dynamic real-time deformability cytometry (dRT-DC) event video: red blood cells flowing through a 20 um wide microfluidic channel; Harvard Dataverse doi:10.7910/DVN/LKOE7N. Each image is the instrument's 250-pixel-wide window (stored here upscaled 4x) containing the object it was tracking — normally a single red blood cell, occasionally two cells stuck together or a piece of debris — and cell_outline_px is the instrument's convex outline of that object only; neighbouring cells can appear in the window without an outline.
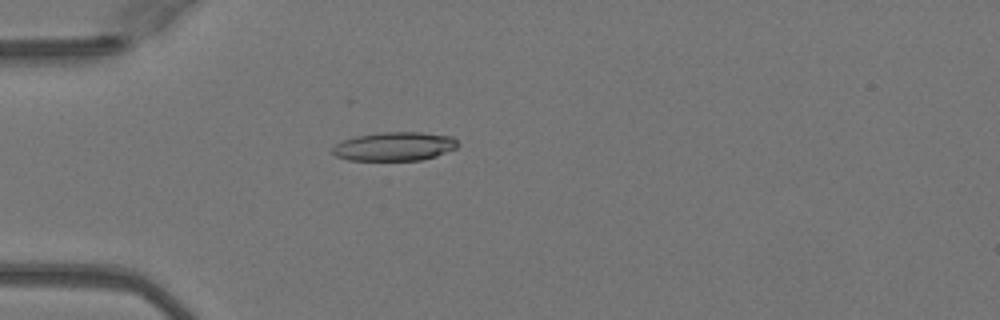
{"species": "Egyptian fruit bat (a non-hibernating species)", "species_latin": "Rousettus aegyptiacus", "temperature_condition": "warm", "stored_images_in_passage": 50, "camera_frame_rate_fps": 3000, "um_per_image_px": 0.085, "animal": {"sex": "female"}, "frame": {"image": 1, "passage_image": 15, "time_ms": 4.667, "image_size_px": [1000, 320], "cell_outline_px": [[460, 144], [456, 148], [436, 156], [420, 160], [348, 160], [336, 156], [332, 152], [332, 148], [336, 144], [344, 140], [356, 136], [380, 132], [420, 132], [452, 136]], "centroid_in_image_um": [33.55, 12.44], "position_along_channel_um": 51.5, "area_um2": 20.98}}
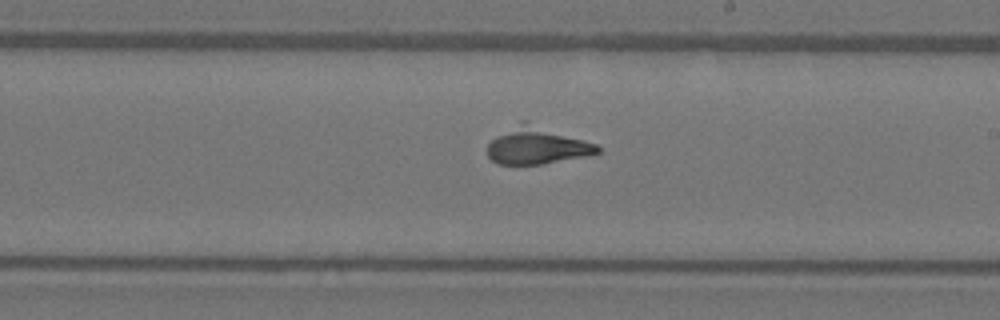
{"frame": {"image": 2, "passage_image": 30, "time_ms": 9.667, "image_size_px": [1000, 320], "cell_outline_px": [[600, 152], [584, 156], [540, 164], [500, 164], [492, 160], [488, 156], [488, 144], [496, 136], [520, 120], [528, 120], [596, 144], [600, 148]], "centroid_in_image_um": [45.63, 12.34], "position_along_channel_um": 243.4, "area_um2": 23.7}}
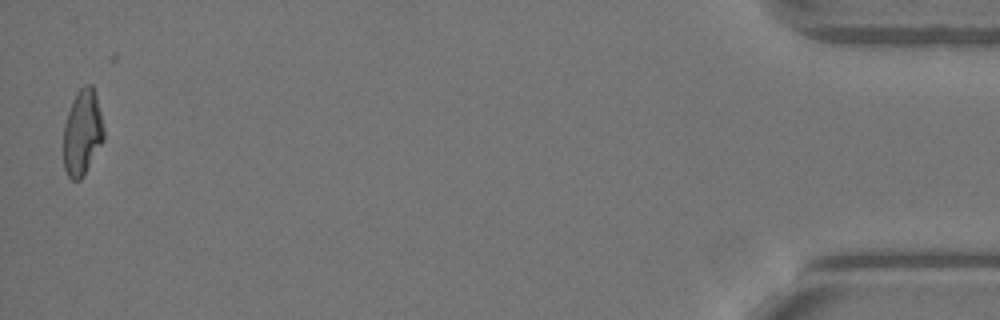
{"frame": {"image": 3, "passage_image": 50, "time_ms": 16.333, "image_size_px": [1000, 320], "cell_outline_px": [[104, 140], [84, 176], [80, 180], [72, 180], [68, 176], [64, 168], [64, 124], [72, 100], [76, 92], [84, 84], [92, 84], [96, 96], [100, 112], [104, 132]], "centroid_in_image_um": [7.0, 11.28], "position_along_channel_um": 428.2, "area_um2": 20.17}}